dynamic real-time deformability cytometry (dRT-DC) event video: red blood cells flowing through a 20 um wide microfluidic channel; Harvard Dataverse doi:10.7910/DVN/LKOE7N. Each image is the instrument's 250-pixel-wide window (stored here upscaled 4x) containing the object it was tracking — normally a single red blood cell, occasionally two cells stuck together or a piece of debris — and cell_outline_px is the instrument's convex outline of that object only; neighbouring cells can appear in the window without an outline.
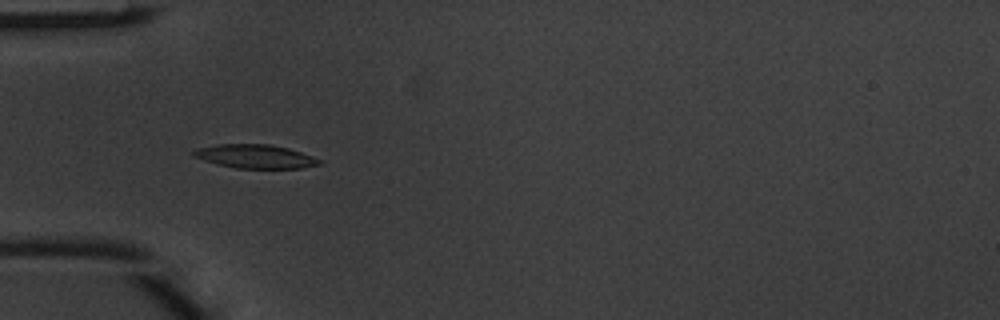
{"species": "common noctule bat (a hibernating species)", "species_latin": "Nyctalus noctula", "temperature_condition": "warm", "stored_images_in_passage": 7, "camera_frame_rate_fps": 3000, "um_per_image_px": 0.085, "animal": {"sex": "male", "body_mass_g": 20.1, "forearm_length_mm": 53.5}, "frame": {"image": 1, "passage_image": 4, "time_ms": 1.0, "image_size_px": [1000, 320], "cell_outline_px": [[324, 164], [300, 168], [236, 168], [216, 164], [192, 156], [192, 152], [196, 148], [216, 144], [272, 144], [288, 148], [324, 160]], "centroid_in_image_um": [21.71, 13.29], "position_along_channel_um": 63.3, "area_um2": 17.57}}
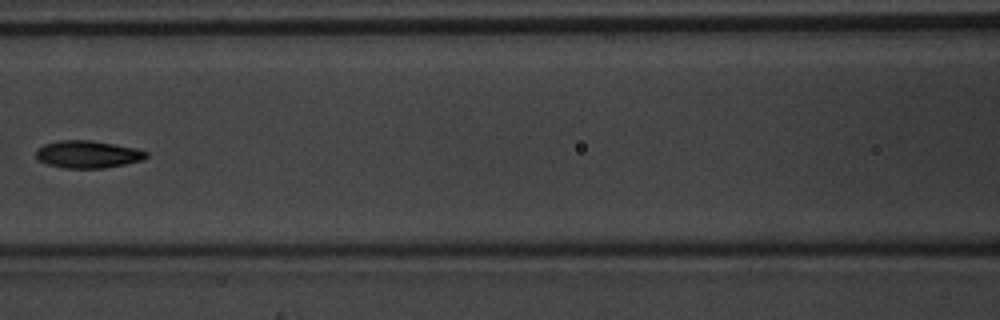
{"frame": {"image": 2, "passage_image": 6, "time_ms": 1.667, "image_size_px": [1000, 320], "cell_outline_px": [[148, 156], [140, 160], [124, 164], [104, 168], [64, 168], [48, 164], [40, 160], [36, 156], [36, 152], [44, 144], [60, 140], [88, 140], [116, 144], [136, 148], [148, 152]], "centroid_in_image_um": [7.48, 13.11], "position_along_channel_um": 159.1, "area_um2": 17.4}}
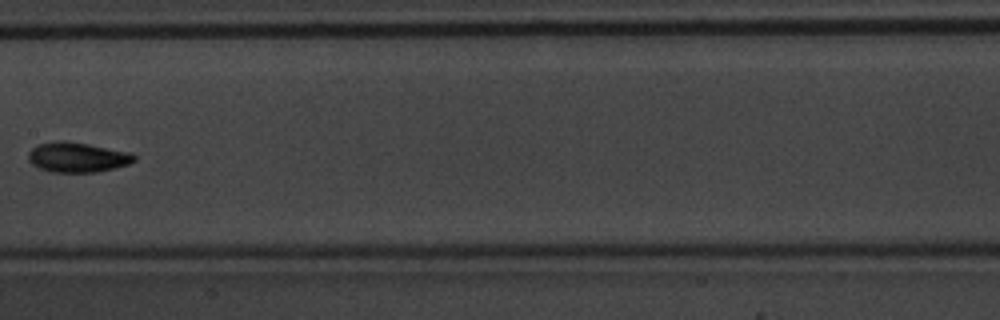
{"frame": {"image": 3, "passage_image": 7, "time_ms": 2.0, "image_size_px": [1000, 320], "cell_outline_px": [[136, 160], [128, 164], [96, 172], [52, 172], [40, 168], [32, 164], [28, 160], [28, 152], [36, 144], [56, 140], [64, 140], [88, 144], [128, 152], [136, 156]], "centroid_in_image_um": [6.52, 13.35], "position_along_channel_um": 200.9, "area_um2": 18.44}}